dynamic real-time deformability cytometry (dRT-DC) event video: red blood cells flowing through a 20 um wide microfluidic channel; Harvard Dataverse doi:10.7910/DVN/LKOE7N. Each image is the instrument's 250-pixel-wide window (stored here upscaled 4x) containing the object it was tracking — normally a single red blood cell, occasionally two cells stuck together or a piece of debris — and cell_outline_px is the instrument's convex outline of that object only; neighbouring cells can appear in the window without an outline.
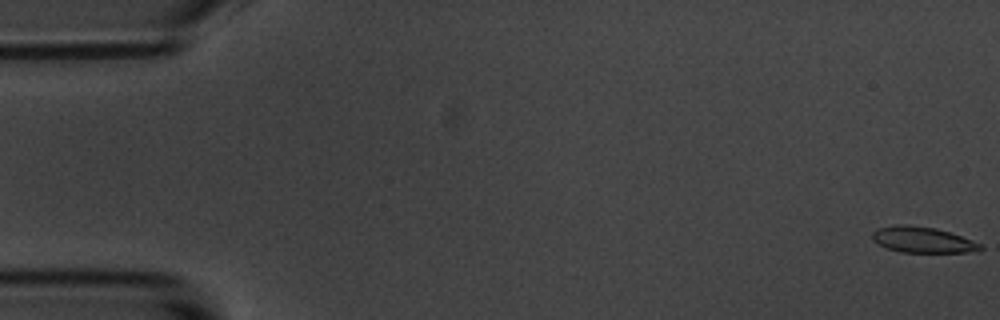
{"species": "common noctule bat (a hibernating species)", "species_latin": "Nyctalus noctula", "temperature_condition": "room temperature", "stored_images_in_passage": 18, "camera_frame_rate_fps": 3000, "um_per_image_px": 0.085, "animal": {"sex": "male", "body_mass_g": 20.1, "forearm_length_mm": 53.5}, "frame": {"image": 1, "passage_image": 1, "time_ms": 0.0, "image_size_px": [1000, 320], "cell_outline_px": [[984, 248], [968, 252], [900, 252], [884, 248], [872, 240], [872, 232], [876, 228], [892, 224], [908, 224], [936, 228], [972, 240], [980, 244]], "centroid_in_image_um": [78.32, 20.37], "position_along_channel_um": 6.7, "area_um2": 16.42}}
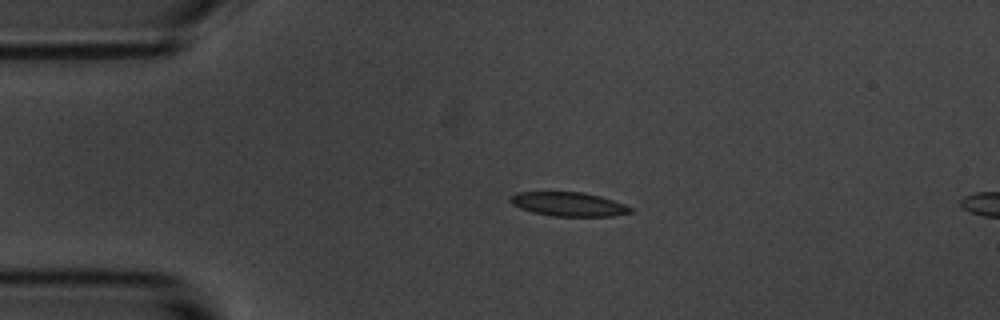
{"frame": {"image": 2, "passage_image": 13, "time_ms": 4.0, "image_size_px": [1000, 320], "cell_outline_px": [[632, 212], [612, 216], [552, 216], [532, 212], [520, 208], [512, 204], [508, 200], [508, 196], [516, 192], [584, 192], [600, 196], [624, 204], [632, 208]], "centroid_in_image_um": [48.27, 17.35], "position_along_channel_um": 36.7, "area_um2": 16.88}}